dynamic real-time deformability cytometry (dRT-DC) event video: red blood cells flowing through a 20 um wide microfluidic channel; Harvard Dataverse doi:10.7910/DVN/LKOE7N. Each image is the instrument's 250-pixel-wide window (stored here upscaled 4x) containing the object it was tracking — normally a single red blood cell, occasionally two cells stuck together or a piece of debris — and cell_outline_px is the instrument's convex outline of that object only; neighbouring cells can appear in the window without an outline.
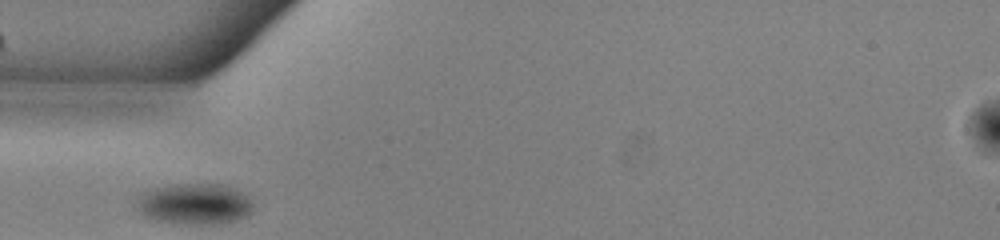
{"species": "common noctule bat (a hibernating species)", "species_latin": "Nyctalus noctula", "temperature_condition": "warm", "stored_images_in_passage": 37, "camera_frame_rate_fps": 3000, "um_per_image_px": 0.085, "animal": {"sex": "male", "body_mass_g": 13.0, "forearm_length_mm": 53.1}, "frame": {"image": 1, "passage_image": 1, "time_ms": 0.0, "image_size_px": [1000, 240], "cell_outline_px": [[252, 212], [248, 216], [236, 220], [220, 224], [188, 224], [156, 220], [144, 216], [136, 208], [136, 204], [140, 196], [144, 192], [152, 188], [176, 184], [224, 184], [244, 192], [252, 196]], "centroid_in_image_um": [16.6, 17.33], "position_along_channel_um": 68.4, "area_um2": 28.21}}
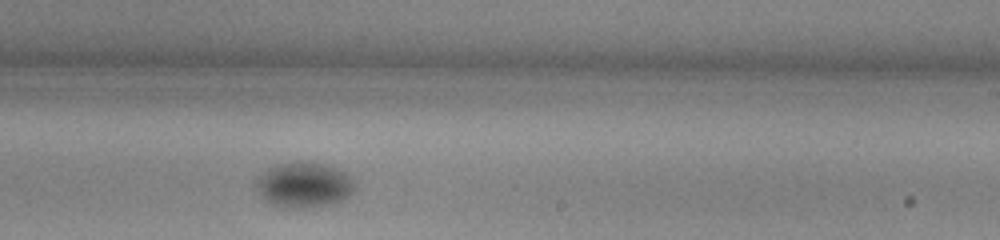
{"frame": {"image": 2, "passage_image": 16, "time_ms": 5.0, "image_size_px": [1000, 240], "cell_outline_px": [[356, 188], [348, 196], [336, 204], [304, 208], [292, 208], [272, 204], [264, 200], [256, 184], [256, 180], [268, 168], [276, 164], [320, 164], [336, 168], [352, 176], [356, 180]], "centroid_in_image_um": [25.91, 15.76], "position_along_channel_um": 263.1, "area_um2": 25.61}}
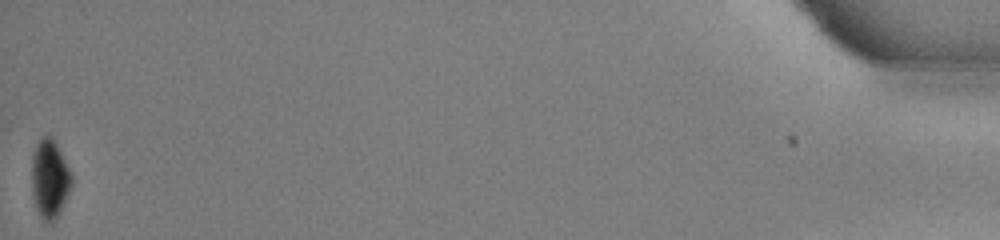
{"frame": {"image": 3, "passage_image": 37, "time_ms": 12.0, "image_size_px": [1000, 240], "cell_outline_px": [[72, 184], [64, 204], [56, 220], [52, 224], [44, 220], [40, 216], [36, 208], [32, 196], [32, 156], [36, 144], [44, 136], [52, 136], [72, 176]], "centroid_in_image_um": [4.21, 15.25], "position_along_channel_um": 431.0, "area_um2": 18.15}, "authors_computed_cell_mechanics": {"area_um2": 23.987, "velocity_mm_per_s": 3.8971, "shape_relaxation_time_tau1_ms": 1.5762, "shape_relaxation_time_tau2_ms": null, "deformation_change_tau1": 0.0467, "deformation_change_tau2": null}}